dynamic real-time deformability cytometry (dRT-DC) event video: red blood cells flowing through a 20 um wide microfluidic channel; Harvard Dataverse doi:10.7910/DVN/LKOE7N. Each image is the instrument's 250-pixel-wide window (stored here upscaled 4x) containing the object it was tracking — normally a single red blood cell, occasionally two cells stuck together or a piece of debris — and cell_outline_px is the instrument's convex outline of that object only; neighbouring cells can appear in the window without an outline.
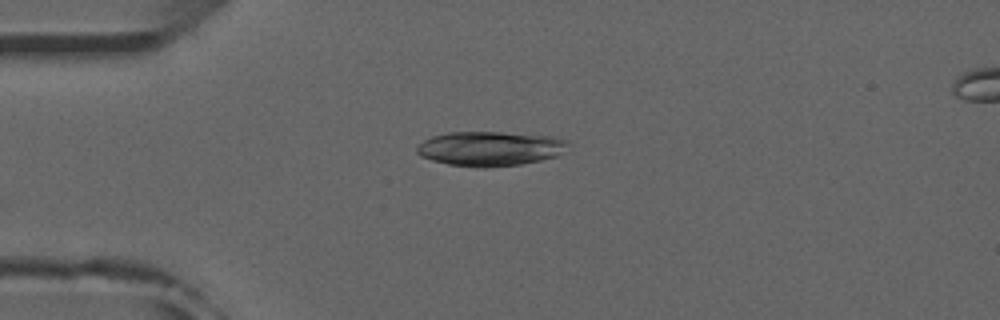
{"species": "common noctule bat (a hibernating species)", "species_latin": "Nyctalus noctula", "temperature_condition": "room temperature", "stored_images_in_passage": 51, "camera_frame_rate_fps": 3000, "um_per_image_px": 0.085, "animal": {"sex": "male", "forearm_length_mm": 52.5}, "frame": {"image": 1, "passage_image": 13, "time_ms": 4.0, "image_size_px": [1000, 320], "cell_outline_px": [[568, 144], [556, 156], [540, 160], [520, 164], [484, 168], [476, 168], [448, 164], [432, 160], [420, 156], [416, 152], [416, 144], [432, 136], [448, 132], [500, 132], [552, 136], [568, 140]], "centroid_in_image_um": [41.59, 12.63], "position_along_channel_um": 43.4, "area_um2": 30.46}}
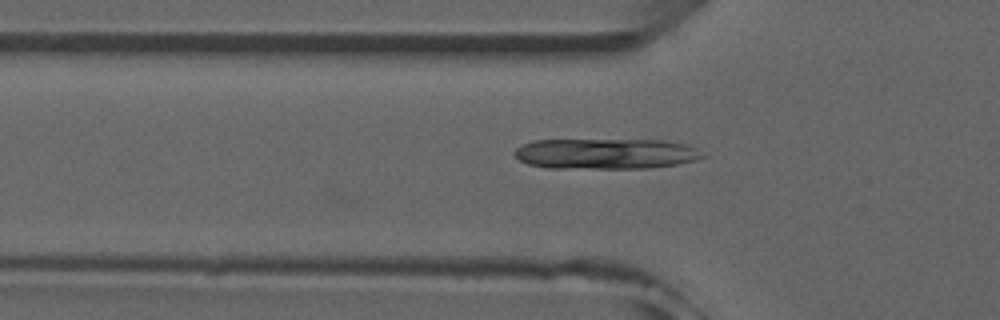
{"frame": {"image": 2, "passage_image": 17, "time_ms": 5.333, "image_size_px": [1000, 320], "cell_outline_px": [[704, 156], [696, 160], [676, 164], [648, 168], [548, 168], [528, 164], [520, 160], [512, 152], [516, 148], [532, 140], [664, 140], [684, 144], [696, 148]], "centroid_in_image_um": [51.45, 13.06], "position_along_channel_um": 74.4, "area_um2": 33.41}}
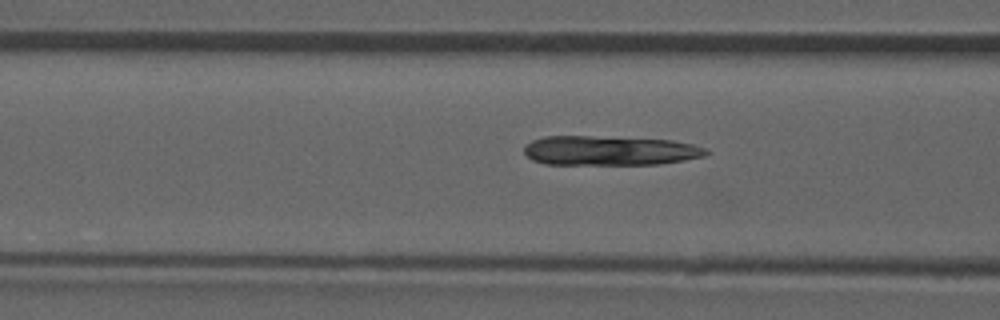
{"frame": {"image": 3, "passage_image": 20, "time_ms": 6.333, "image_size_px": [1000, 320], "cell_outline_px": [[712, 152], [704, 156], [684, 160], [660, 164], [544, 164], [532, 160], [524, 152], [524, 144], [532, 140], [544, 136], [592, 136], [672, 140], [692, 144], [704, 148]], "centroid_in_image_um": [51.8, 12.8], "position_along_channel_um": 114.8, "area_um2": 31.39}}